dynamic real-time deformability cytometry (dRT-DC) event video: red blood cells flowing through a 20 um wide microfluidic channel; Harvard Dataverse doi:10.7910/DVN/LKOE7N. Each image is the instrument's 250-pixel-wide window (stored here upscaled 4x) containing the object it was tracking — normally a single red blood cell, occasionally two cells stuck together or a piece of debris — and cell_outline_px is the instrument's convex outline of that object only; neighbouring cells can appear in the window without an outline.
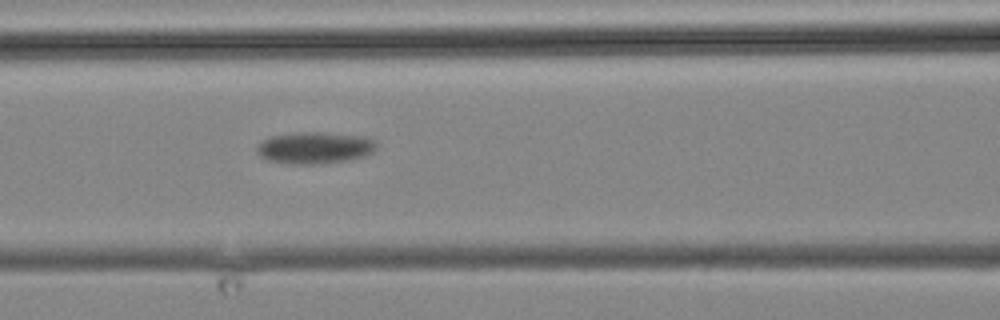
{"species": "common noctule bat (a hibernating species)", "species_latin": "Nyctalus noctula", "temperature_condition": "cold", "stored_images_in_passage": 5, "camera_frame_rate_fps": 3000, "um_per_image_px": 0.085, "animal": {"sex": "male", "body_mass_g": 19.2, "forearm_length_mm": 51.8}, "frame": {"image": 1, "passage_image": 5, "time_ms": 5.667, "image_size_px": [1000, 320], "cell_outline_px": [[376, 148], [372, 152], [364, 156], [344, 160], [316, 164], [292, 164], [268, 160], [260, 156], [256, 152], [256, 148], [260, 140], [272, 136], [296, 132], [324, 132], [368, 136], [376, 140]], "centroid_in_image_um": [26.74, 12.54], "position_along_channel_um": 139.9, "area_um2": 22.31}}